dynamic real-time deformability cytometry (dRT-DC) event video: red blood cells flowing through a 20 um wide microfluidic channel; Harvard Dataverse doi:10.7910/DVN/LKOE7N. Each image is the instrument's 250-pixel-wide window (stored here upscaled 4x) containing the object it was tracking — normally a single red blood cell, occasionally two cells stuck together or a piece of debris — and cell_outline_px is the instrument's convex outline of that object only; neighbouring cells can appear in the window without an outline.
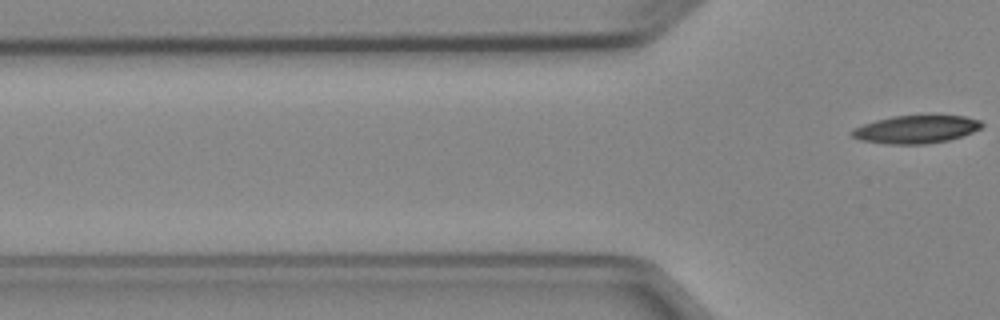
{"species": "Egyptian fruit bat (a non-hibernating species)", "species_latin": "Rousettus aegyptiacus", "temperature_condition": "cold", "stored_images_in_passage": 7, "segment_of_instrument_passage": [2, 2], "camera_frame_rate_fps": 3000, "um_per_image_px": 0.085, "animal": {"sex": "female"}, "frame": {"image": 1, "passage_image": 7, "time_ms": 7.0, "image_size_px": [1000, 320], "cell_outline_px": [[984, 124], [980, 128], [972, 132], [948, 140], [928, 144], [888, 144], [860, 140], [852, 136], [852, 132], [856, 128], [864, 124], [876, 120], [892, 116], [928, 112], [932, 112], [964, 116], [980, 120]], "centroid_in_image_um": [77.93, 10.93], "position_along_channel_um": 47.9, "area_um2": 21.91}}